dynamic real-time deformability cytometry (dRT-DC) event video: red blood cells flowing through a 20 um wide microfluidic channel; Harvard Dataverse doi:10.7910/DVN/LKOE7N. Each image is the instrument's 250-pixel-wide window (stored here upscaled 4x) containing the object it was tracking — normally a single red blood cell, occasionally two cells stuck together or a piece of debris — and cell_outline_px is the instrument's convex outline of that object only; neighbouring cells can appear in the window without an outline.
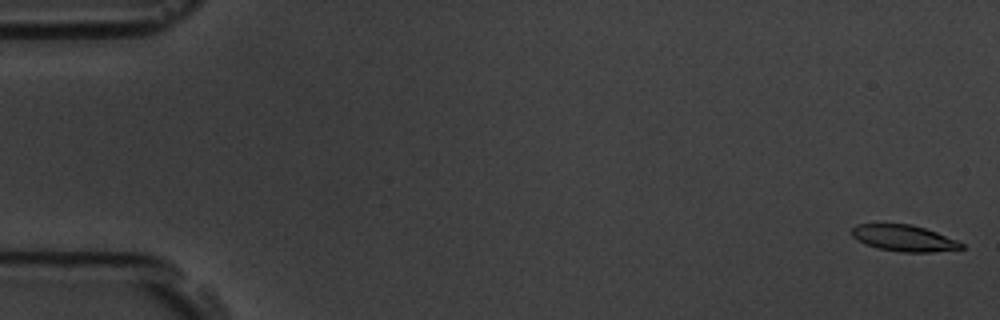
{"species": "common noctule bat (a hibernating species)", "species_latin": "Nyctalus noctula", "temperature_condition": "room temperature", "stored_images_in_passage": 56, "camera_frame_rate_fps": 3000, "um_per_image_px": 0.085, "animal": {"sex": "male", "body_mass_g": 19.5, "forearm_length_mm": 54.6}, "frame": {"image": 1, "passage_image": 1, "time_ms": 0.0, "image_size_px": [1000, 320], "cell_outline_px": [[964, 248], [932, 252], [900, 252], [876, 248], [864, 244], [852, 236], [852, 228], [856, 224], [912, 224], [936, 232], [956, 240], [964, 244]], "centroid_in_image_um": [76.81, 20.25], "position_along_channel_um": 8.2, "area_um2": 16.76}}
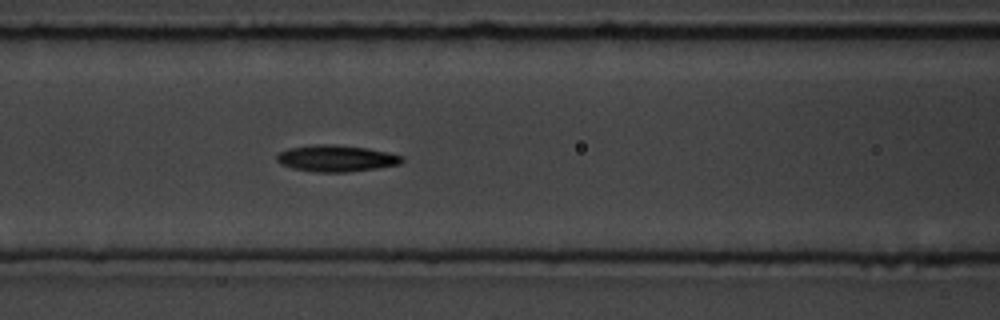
{"frame": {"image": 2, "passage_image": 24, "time_ms": 7.667, "image_size_px": [1000, 320], "cell_outline_px": [[404, 160], [400, 164], [376, 168], [348, 172], [316, 172], [292, 168], [280, 164], [276, 160], [276, 156], [280, 152], [288, 148], [312, 144], [336, 144], [368, 148], [388, 152], [404, 156]], "centroid_in_image_um": [28.58, 13.45], "position_along_channel_um": 138.0, "area_um2": 19.54}}
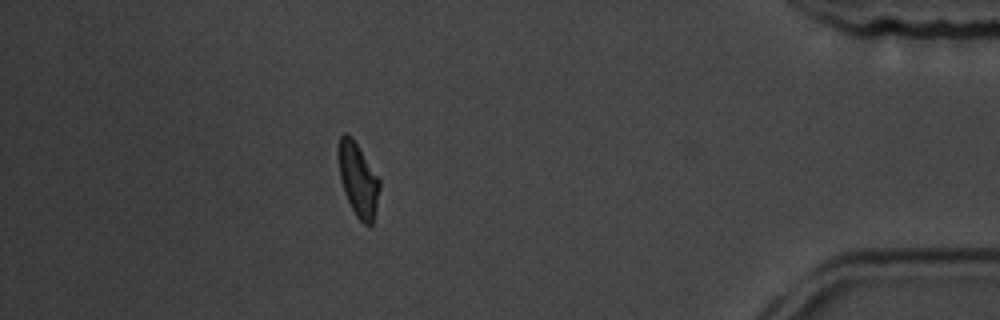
{"frame": {"image": 3, "passage_image": 50, "time_ms": 16.333, "image_size_px": [1000, 320], "cell_outline_px": [[380, 188], [376, 212], [372, 224], [364, 224], [356, 216], [344, 192], [340, 180], [340, 136], [344, 132], [348, 132], [352, 136], [380, 180]], "centroid_in_image_um": [30.47, 15.29], "position_along_channel_um": 404.7, "area_um2": 17.28}, "authors_computed_cell_mechanics": {"area_um2": 18.1203, "velocity_mm_per_s": 3.6246, "shape_relaxation_time_tau1_ms": 3.7957, "shape_relaxation_time_tau2_ms": 8.2661, "deformation_change_tau1": 0.1514, "deformation_change_tau2": 0.1658}}